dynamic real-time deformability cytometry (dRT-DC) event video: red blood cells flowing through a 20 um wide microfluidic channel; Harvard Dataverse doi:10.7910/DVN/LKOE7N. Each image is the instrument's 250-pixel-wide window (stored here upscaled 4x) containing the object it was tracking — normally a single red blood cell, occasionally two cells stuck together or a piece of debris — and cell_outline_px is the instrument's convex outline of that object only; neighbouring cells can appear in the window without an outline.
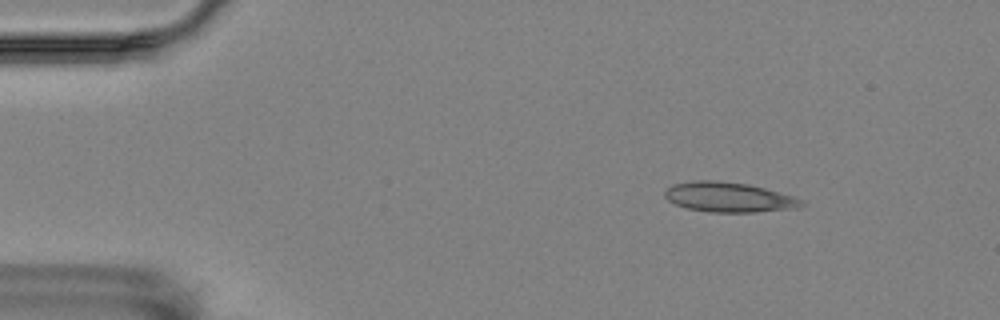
{"species": "Egyptian fruit bat (a non-hibernating species)", "species_latin": "Rousettus aegyptiacus", "temperature_condition": "room temperature", "stored_images_in_passage": 5, "camera_frame_rate_fps": 3000, "um_per_image_px": 0.085, "animal": {"sex": "female"}, "frame": {"image": 1, "passage_image": 2, "time_ms": 0.333, "image_size_px": [1000, 320], "cell_outline_px": [[808, 204], [796, 208], [756, 212], [708, 212], [688, 208], [676, 204], [668, 200], [664, 196], [664, 192], [672, 184], [692, 180], [716, 180], [748, 184], [764, 188], [792, 196], [804, 200]], "centroid_in_image_um": [61.95, 16.76], "position_along_channel_um": 23.0, "area_um2": 23.87}}